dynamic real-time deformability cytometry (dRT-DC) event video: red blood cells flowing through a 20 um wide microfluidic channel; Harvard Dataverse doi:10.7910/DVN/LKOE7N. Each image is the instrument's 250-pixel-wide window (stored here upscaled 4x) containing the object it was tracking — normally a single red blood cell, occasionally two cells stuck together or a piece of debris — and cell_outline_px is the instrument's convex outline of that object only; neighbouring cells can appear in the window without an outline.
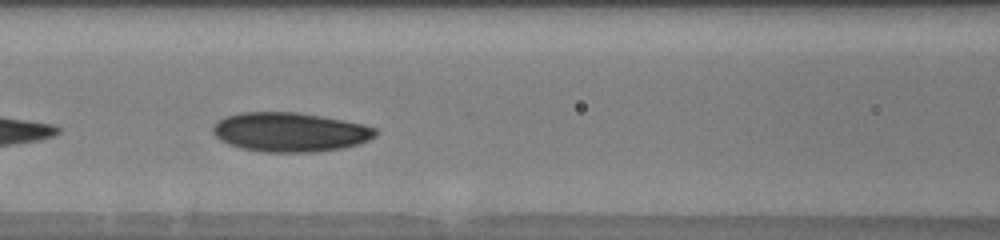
{"species": "human", "species_latin": "Homo sapiens", "temperature_condition": "warm", "stored_images_in_passage": 33, "camera_frame_rate_fps": 3000, "um_per_image_px": 0.085, "donor": {"sex": "male"}, "frame": {"image": 1, "passage_image": 6, "time_ms": 1.667, "image_size_px": [1000, 240], "cell_outline_px": [[380, 132], [376, 136], [360, 144], [340, 148], [316, 152], [264, 152], [240, 148], [228, 144], [220, 140], [212, 132], [212, 124], [216, 120], [224, 116], [240, 112], [296, 112], [344, 120], [364, 124], [376, 128]], "centroid_in_image_um": [24.63, 11.22], "position_along_channel_um": 142.0, "area_um2": 37.63}}
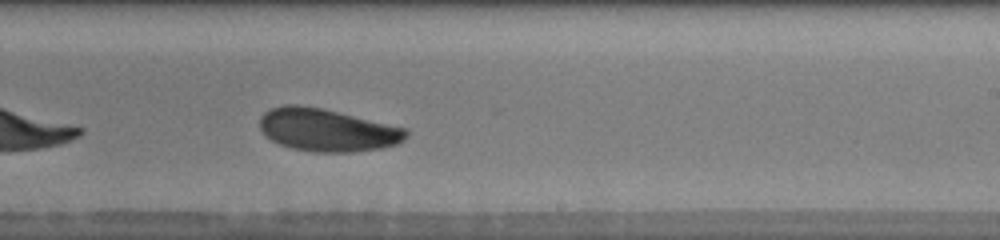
{"frame": {"image": 2, "passage_image": 15, "time_ms": 4.667, "image_size_px": [1000, 240], "cell_outline_px": [[408, 136], [404, 140], [396, 144], [380, 148], [352, 152], [312, 152], [292, 148], [280, 144], [264, 136], [260, 128], [260, 116], [268, 108], [284, 104], [296, 104], [324, 108], [408, 128]], "centroid_in_image_um": [27.79, 11.03], "position_along_channel_um": 261.2, "area_um2": 36.88}, "authors_computed_cell_mechanics": {"area_um2": 35.7204, "velocity_mm_per_s": 3.9863, "shape_relaxation_time_tau1_ms": 2.6993, "shape_relaxation_time_tau2_ms": null, "deformation_change_tau1": 0.0993, "deformation_change_tau2": null}}